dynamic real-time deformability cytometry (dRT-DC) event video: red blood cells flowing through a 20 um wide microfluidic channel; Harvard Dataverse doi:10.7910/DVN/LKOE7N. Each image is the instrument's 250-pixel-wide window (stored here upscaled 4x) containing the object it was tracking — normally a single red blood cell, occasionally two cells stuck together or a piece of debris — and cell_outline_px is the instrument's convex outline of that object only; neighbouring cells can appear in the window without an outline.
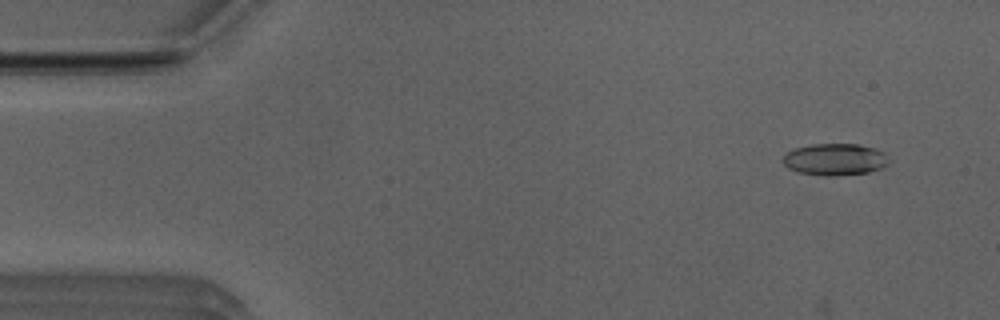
{"species": "Egyptian fruit bat (a non-hibernating species)", "species_latin": "Rousettus aegyptiacus", "temperature_condition": "room temperature", "stored_images_in_passage": 10, "camera_frame_rate_fps": 3000, "um_per_image_px": 0.085, "animal": {"sex": "male"}, "frame": {"image": 1, "passage_image": 4, "time_ms": 1.0, "image_size_px": [1000, 320], "cell_outline_px": [[892, 160], [888, 164], [880, 168], [868, 172], [832, 176], [824, 176], [796, 172], [788, 168], [784, 164], [784, 156], [788, 152], [796, 148], [812, 144], [856, 144], [872, 148], [884, 152]], "centroid_in_image_um": [70.99, 13.56], "position_along_channel_um": 14.0, "area_um2": 19.59}}